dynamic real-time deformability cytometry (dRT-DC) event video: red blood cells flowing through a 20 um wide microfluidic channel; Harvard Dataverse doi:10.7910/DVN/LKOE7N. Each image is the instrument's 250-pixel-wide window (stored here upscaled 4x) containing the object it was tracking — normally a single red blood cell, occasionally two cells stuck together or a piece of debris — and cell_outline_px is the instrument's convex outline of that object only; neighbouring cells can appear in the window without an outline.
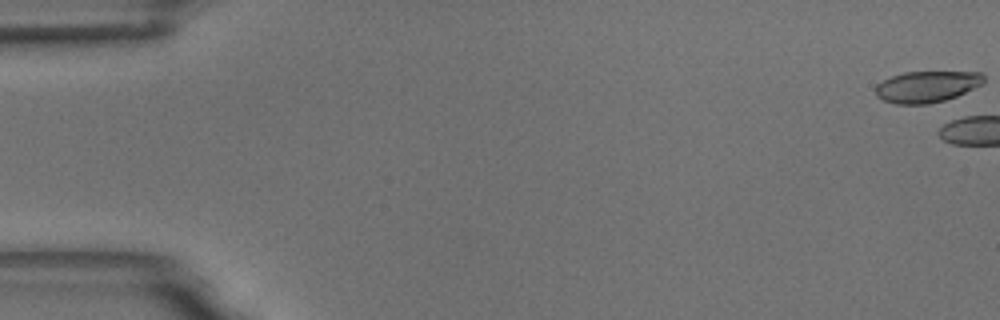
{"species": "common noctule bat (a hibernating species)", "species_latin": "Nyctalus noctula", "temperature_condition": "room temperature", "stored_images_in_passage": 4, "camera_frame_rate_fps": 3000, "um_per_image_px": 0.085, "animal": {"sex": "male", "body_mass_g": 18.8}, "frame": {"image": 1, "passage_image": 1, "time_ms": 0.0, "image_size_px": [1000, 320], "cell_outline_px": [[984, 84], [956, 96], [944, 100], [928, 104], [896, 104], [884, 100], [876, 96], [876, 84], [892, 76], [904, 72], [980, 72], [984, 76]], "centroid_in_image_um": [78.79, 7.36], "position_along_channel_um": 6.2, "area_um2": 19.71}}